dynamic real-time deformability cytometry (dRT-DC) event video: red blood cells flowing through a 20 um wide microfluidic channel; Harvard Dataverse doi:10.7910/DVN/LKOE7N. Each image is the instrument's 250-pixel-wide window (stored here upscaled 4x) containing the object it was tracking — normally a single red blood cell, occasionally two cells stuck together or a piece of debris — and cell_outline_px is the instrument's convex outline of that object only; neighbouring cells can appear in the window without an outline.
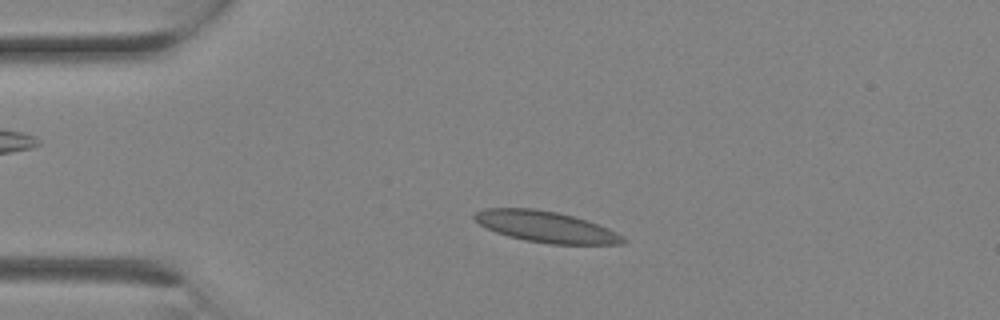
{"species": "Egyptian fruit bat (a non-hibernating species)", "species_latin": "Rousettus aegyptiacus", "temperature_condition": "room temperature", "stored_images_in_passage": 10, "camera_frame_rate_fps": 3000, "um_per_image_px": 0.085, "animal": {"sex": "female"}, "frame": {"image": 1, "passage_image": 5, "time_ms": 1.333, "image_size_px": [1000, 320], "cell_outline_px": [[628, 240], [624, 244], [548, 244], [508, 236], [496, 232], [472, 220], [472, 216], [476, 212], [484, 208], [536, 208], [556, 212], [588, 220], [608, 228], [624, 236]], "centroid_in_image_um": [46.42, 19.27], "position_along_channel_um": 38.6, "area_um2": 26.99}}
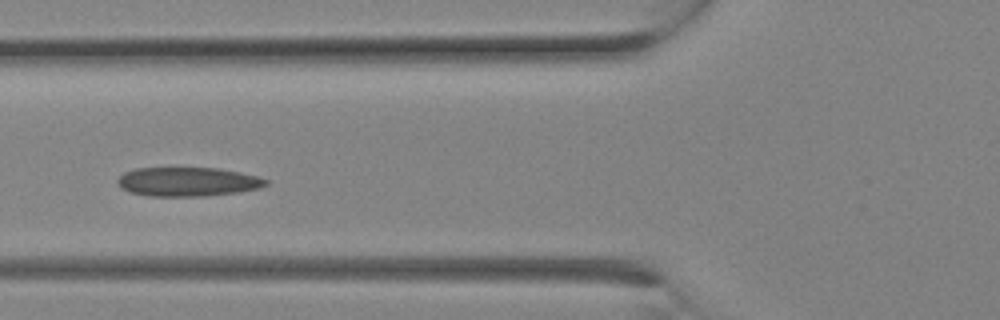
{"frame": {"image": 2, "passage_image": 9, "time_ms": 2.667, "image_size_px": [1000, 320], "cell_outline_px": [[268, 184], [260, 188], [236, 192], [204, 196], [148, 196], [132, 192], [120, 188], [116, 180], [124, 172], [136, 168], [220, 168], [240, 172], [256, 176], [268, 180]], "centroid_in_image_um": [15.94, 15.44], "position_along_channel_um": 109.9, "area_um2": 25.09}}